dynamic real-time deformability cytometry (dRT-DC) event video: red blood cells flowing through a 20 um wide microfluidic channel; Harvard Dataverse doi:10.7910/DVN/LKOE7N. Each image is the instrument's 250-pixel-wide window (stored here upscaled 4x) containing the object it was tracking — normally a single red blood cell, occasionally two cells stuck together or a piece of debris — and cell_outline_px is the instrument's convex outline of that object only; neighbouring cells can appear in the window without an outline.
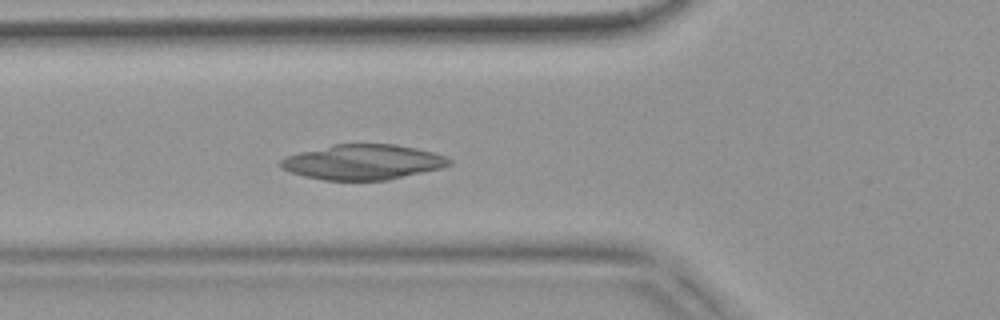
{"species": "common noctule bat (a hibernating species)", "species_latin": "Nyctalus noctula", "temperature_condition": "warm", "stored_images_in_passage": 53, "camera_frame_rate_fps": 3000, "um_per_image_px": 0.085, "animal": {"sex": "female", "body_mass_g": 18.4}, "frame": {"image": 1, "passage_image": 19, "time_ms": 6.0, "image_size_px": [1000, 320], "cell_outline_px": [[452, 164], [440, 168], [388, 180], [324, 180], [304, 176], [280, 168], [276, 164], [280, 160], [288, 156], [300, 152], [332, 144], [396, 144], [416, 148], [432, 152], [444, 156], [452, 160]], "centroid_in_image_um": [30.82, 13.77], "position_along_channel_um": 95.0, "area_um2": 34.45}}
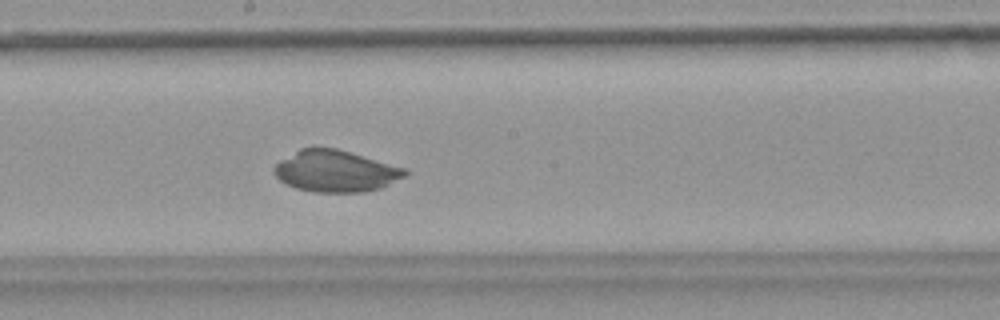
{"frame": {"image": 2, "passage_image": 29, "time_ms": 9.333, "image_size_px": [1000, 320], "cell_outline_px": [[408, 176], [380, 188], [364, 192], [312, 192], [296, 188], [280, 180], [272, 172], [272, 168], [280, 160], [300, 148], [336, 148], [404, 168], [408, 172]], "centroid_in_image_um": [28.51, 14.55], "position_along_channel_um": 219.7, "area_um2": 31.56}}
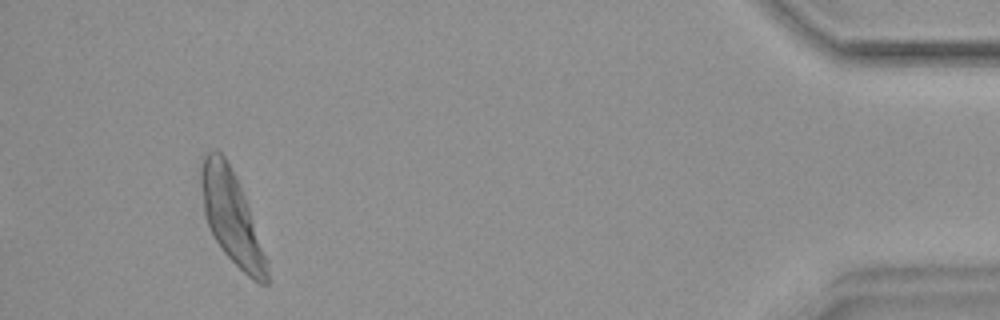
{"frame": {"image": 3, "passage_image": 50, "time_ms": 16.333, "image_size_px": [1000, 320], "cell_outline_px": [[268, 284], [260, 284], [252, 280], [224, 252], [216, 240], [204, 216], [200, 184], [200, 164], [204, 156], [212, 148], [216, 148], [224, 156], [244, 196], [268, 260]], "centroid_in_image_um": [19.66, 18.46], "position_along_channel_um": 415.5, "area_um2": 34.85}}